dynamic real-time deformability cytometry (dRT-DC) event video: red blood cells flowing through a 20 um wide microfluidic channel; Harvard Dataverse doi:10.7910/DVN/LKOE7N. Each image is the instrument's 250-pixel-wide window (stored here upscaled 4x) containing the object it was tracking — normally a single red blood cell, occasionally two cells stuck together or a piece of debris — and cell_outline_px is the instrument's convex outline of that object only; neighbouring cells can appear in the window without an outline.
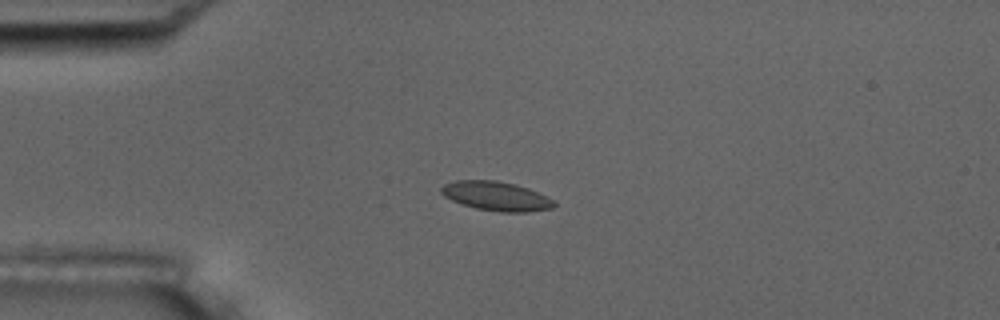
{"species": "common noctule bat (a hibernating species)", "species_latin": "Nyctalus noctula", "temperature_condition": "room temperature", "stored_images_in_passage": 10, "camera_frame_rate_fps": 3000, "um_per_image_px": 0.085, "animal": {"sex": "male", "body_mass_g": 17.5, "forearm_length_mm": 52.3}, "frame": {"image": 1, "passage_image": 4, "time_ms": 3.333, "image_size_px": [1000, 320], "cell_outline_px": [[556, 204], [552, 208], [528, 212], [500, 212], [476, 208], [460, 204], [444, 196], [440, 192], [440, 188], [444, 184], [456, 180], [496, 180], [516, 184], [528, 188], [552, 200]], "centroid_in_image_um": [42.13, 16.67], "position_along_channel_um": 42.9, "area_um2": 19.13}}